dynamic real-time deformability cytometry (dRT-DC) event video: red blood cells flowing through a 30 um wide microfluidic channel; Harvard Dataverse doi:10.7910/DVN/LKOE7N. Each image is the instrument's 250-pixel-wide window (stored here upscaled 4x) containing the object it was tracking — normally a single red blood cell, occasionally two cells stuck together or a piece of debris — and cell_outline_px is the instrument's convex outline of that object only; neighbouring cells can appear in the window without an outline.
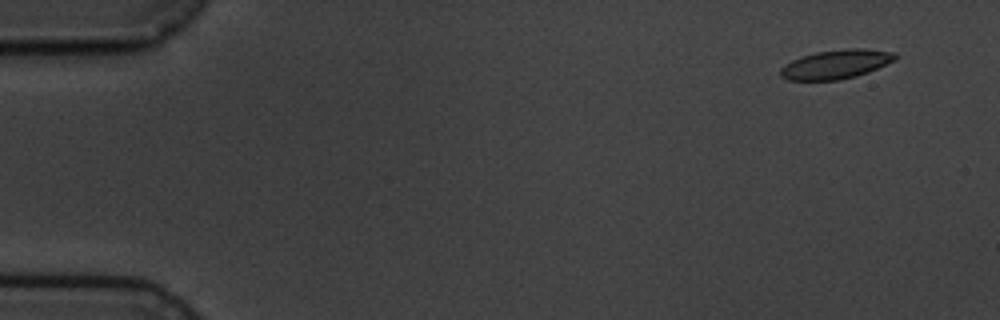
{"species": "common noctule bat (a hibernating species)", "species_latin": "Nyctalus noctula", "temperature_condition": "cold", "stored_images_in_passage": 4, "camera_frame_rate_fps": 3000, "um_per_image_px": 0.085, "animal": {"sex": "male", "body_mass_g": 19.5, "forearm_length_mm": 54.6}, "frame": {"image": 1, "passage_image": 1, "time_ms": 0.0, "image_size_px": [1000, 320], "cell_outline_px": [[896, 60], [868, 72], [856, 76], [840, 80], [788, 80], [780, 76], [780, 68], [784, 64], [800, 56], [816, 52], [852, 48], [864, 48], [896, 52]], "centroid_in_image_um": [71.05, 5.46], "position_along_channel_um": 13.9, "area_um2": 19.54}}
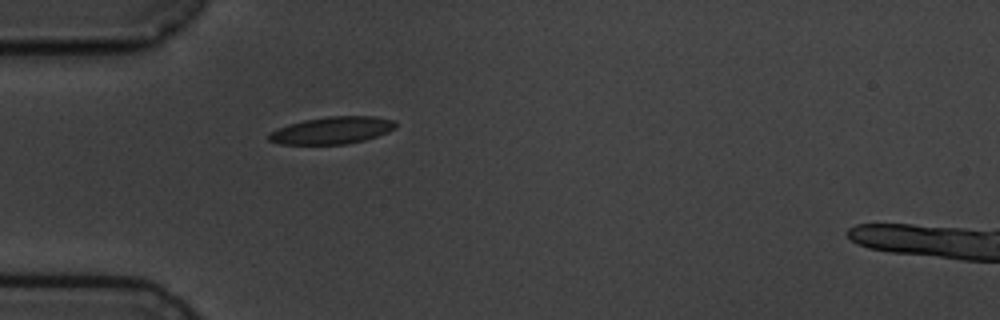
{"frame": {"image": 2, "passage_image": 4, "time_ms": 4.333, "image_size_px": [1000, 320], "cell_outline_px": [[396, 128], [388, 132], [364, 140], [344, 144], [280, 144], [268, 140], [268, 136], [272, 132], [288, 124], [304, 120], [328, 116], [376, 116], [396, 120]], "centroid_in_image_um": [28.27, 11.07], "position_along_channel_um": 56.7, "area_um2": 20.0}}